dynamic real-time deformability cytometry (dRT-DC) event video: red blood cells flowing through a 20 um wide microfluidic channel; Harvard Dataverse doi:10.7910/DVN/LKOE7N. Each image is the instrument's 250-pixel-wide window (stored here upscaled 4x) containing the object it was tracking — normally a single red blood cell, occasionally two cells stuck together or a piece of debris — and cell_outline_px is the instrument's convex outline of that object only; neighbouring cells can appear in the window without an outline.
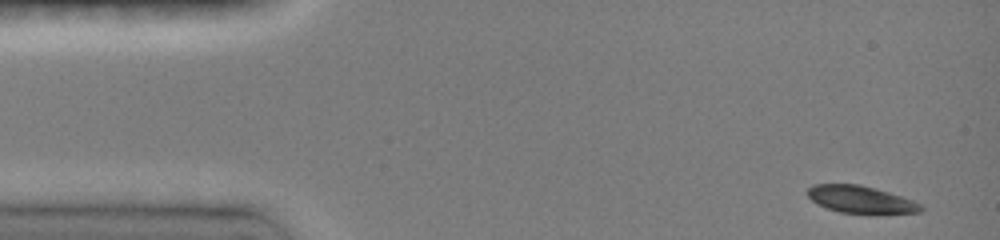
{"species": "common noctule bat (a hibernating species)", "species_latin": "Nyctalus noctula", "temperature_condition": "room temperature", "stored_images_in_passage": 24, "camera_frame_rate_fps": 3000, "um_per_image_px": 0.085, "animal": {"sex": "female", "body_mass_g": 19.0, "forearm_length_mm": 51.5}, "frame": {"image": 1, "passage_image": 1, "time_ms": 0.0, "image_size_px": [1000, 240], "cell_outline_px": [[924, 208], [920, 212], [840, 212], [816, 204], [808, 196], [808, 188], [812, 184], [860, 184], [876, 188], [912, 200], [920, 204]], "centroid_in_image_um": [73.1, 16.92], "position_along_channel_um": 11.9, "area_um2": 17.46}}
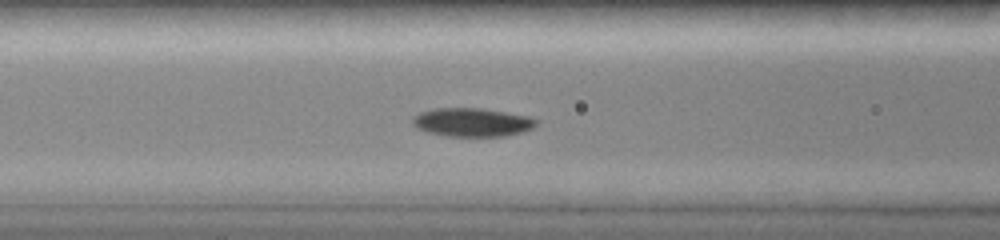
{"frame": {"image": 2, "passage_image": 11, "time_ms": 5.333, "image_size_px": [1000, 240], "cell_outline_px": [[536, 124], [532, 128], [524, 132], [504, 136], [448, 136], [428, 132], [416, 128], [412, 124], [412, 116], [420, 112], [432, 108], [480, 108], [528, 116], [536, 120]], "centroid_in_image_um": [40.08, 10.39], "position_along_channel_um": 126.5, "area_um2": 20.58}}
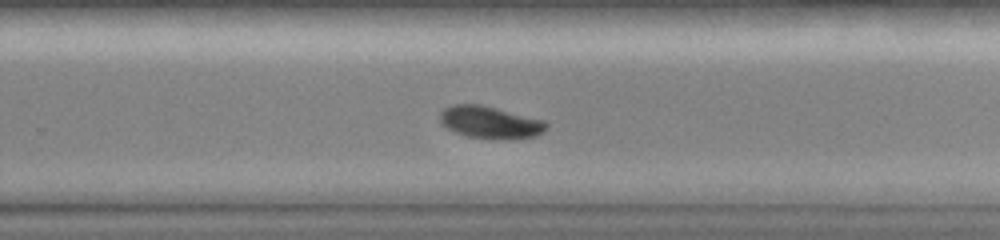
{"frame": {"image": 3, "passage_image": 23, "time_ms": 9.333, "image_size_px": [1000, 240], "cell_outline_px": [[548, 124], [536, 136], [468, 136], [456, 132], [448, 128], [440, 120], [440, 112], [444, 108], [452, 104], [480, 104], [544, 120]], "centroid_in_image_um": [41.59, 10.32], "position_along_channel_um": 288.2, "area_um2": 18.73}}